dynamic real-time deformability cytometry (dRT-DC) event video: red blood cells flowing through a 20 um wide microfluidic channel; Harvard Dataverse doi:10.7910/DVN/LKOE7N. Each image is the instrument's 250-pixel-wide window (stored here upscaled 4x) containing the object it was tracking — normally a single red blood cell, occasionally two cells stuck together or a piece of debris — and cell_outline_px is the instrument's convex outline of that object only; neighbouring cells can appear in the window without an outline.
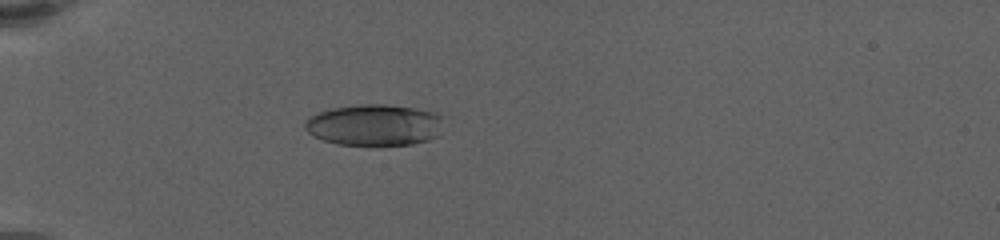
{"species": "human", "species_latin": "Homo sapiens", "temperature_condition": "warm", "stored_images_in_passage": 57, "camera_frame_rate_fps": 3000, "um_per_image_px": 0.085, "donor": {"sex": "female"}, "frame": {"image": 1, "passage_image": 33, "time_ms": 7.0, "image_size_px": [1000, 240], "cell_outline_px": [[444, 116], [440, 136], [428, 140], [412, 144], [336, 144], [312, 136], [304, 128], [304, 124], [312, 116], [320, 112], [332, 108], [360, 104], [388, 104], [416, 108], [432, 112]], "centroid_in_image_um": [31.88, 10.61], "position_along_channel_um": 53.1, "area_um2": 33.41}}
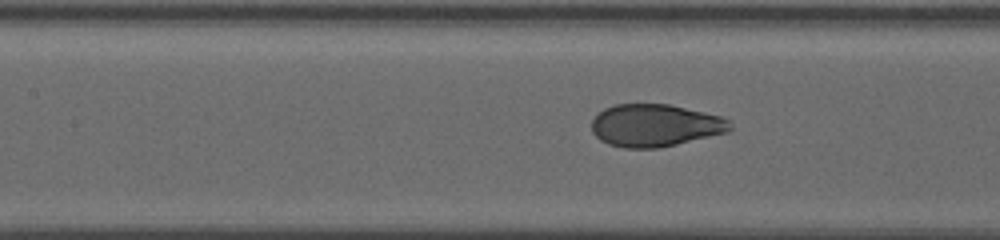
{"frame": {"image": 2, "passage_image": 51, "time_ms": 10.667, "image_size_px": [1000, 240], "cell_outline_px": [[732, 128], [728, 132], [660, 148], [624, 148], [608, 144], [600, 140], [592, 132], [592, 120], [604, 108], [616, 104], [668, 104], [704, 112], [720, 116], [728, 120], [732, 124]], "centroid_in_image_um": [55.68, 10.66], "position_along_channel_um": 151.7, "area_um2": 34.22}}
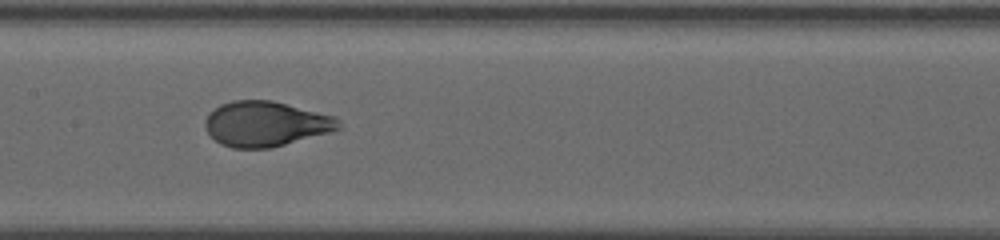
{"frame": {"image": 3, "passage_image": 56, "time_ms": 11.667, "image_size_px": [1000, 240], "cell_outline_px": [[340, 128], [332, 132], [272, 148], [232, 148], [220, 144], [208, 132], [204, 124], [204, 120], [208, 112], [220, 104], [232, 100], [272, 100], [332, 116], [340, 120]], "centroid_in_image_um": [22.56, 10.53], "position_along_channel_um": 184.8, "area_um2": 35.2}}